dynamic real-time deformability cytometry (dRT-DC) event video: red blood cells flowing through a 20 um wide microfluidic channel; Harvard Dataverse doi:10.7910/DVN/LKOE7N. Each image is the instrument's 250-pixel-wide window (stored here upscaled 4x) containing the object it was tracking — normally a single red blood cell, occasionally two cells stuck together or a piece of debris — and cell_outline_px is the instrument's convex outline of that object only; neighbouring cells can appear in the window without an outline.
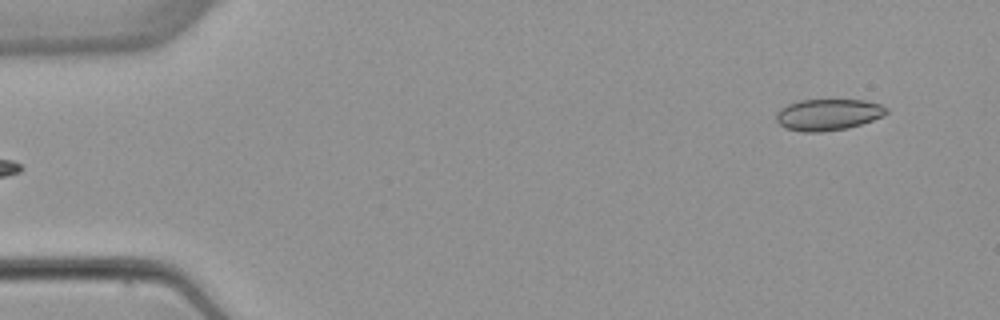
{"species": "common noctule bat (a hibernating species)", "species_latin": "Nyctalus noctula", "temperature_condition": "warm", "stored_images_in_passage": 4, "segment_of_instrument_passage": [2, 2], "camera_frame_rate_fps": 3000, "um_per_image_px": 0.085, "animal": {"sex": "female", "body_mass_g": 22.7, "forearm_length_mm": 54.2}, "frame": {"image": 1, "passage_image": 4, "time_ms": 3.667, "image_size_px": [1000, 320], "cell_outline_px": [[888, 112], [872, 120], [848, 128], [820, 132], [800, 132], [784, 128], [776, 120], [776, 112], [780, 108], [788, 104], [800, 100], [864, 100], [880, 104], [888, 108]], "centroid_in_image_um": [70.35, 9.74], "position_along_channel_um": 14.7, "area_um2": 20.17}}